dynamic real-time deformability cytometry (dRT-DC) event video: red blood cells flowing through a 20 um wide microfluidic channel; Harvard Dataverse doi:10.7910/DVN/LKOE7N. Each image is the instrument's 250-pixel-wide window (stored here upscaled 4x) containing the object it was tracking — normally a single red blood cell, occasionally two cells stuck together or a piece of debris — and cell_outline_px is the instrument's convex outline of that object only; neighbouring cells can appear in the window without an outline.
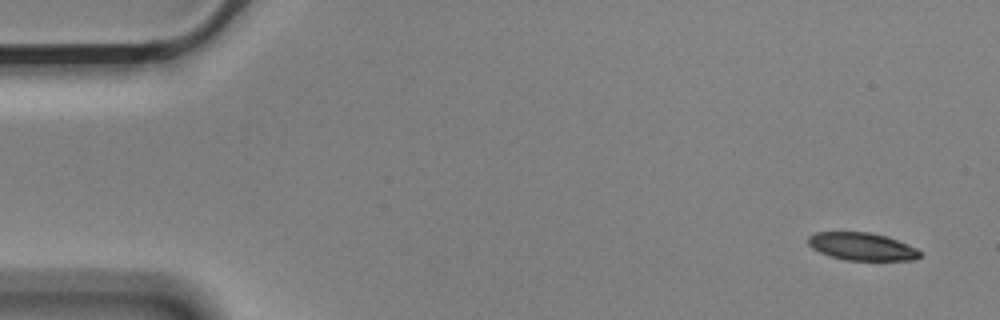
{"species": "Egyptian fruit bat (a non-hibernating species)", "species_latin": "Rousettus aegyptiacus", "temperature_condition": "cold", "stored_images_in_passage": 5, "camera_frame_rate_fps": 3000, "um_per_image_px": 0.085, "animal": {"sex": "male"}, "frame": {"image": 1, "passage_image": 1, "time_ms": 0.0, "image_size_px": [1000, 320], "cell_outline_px": [[924, 252], [916, 260], [844, 260], [820, 252], [812, 248], [808, 244], [808, 236], [816, 232], [868, 232], [884, 236], [896, 240], [916, 248]], "centroid_in_image_um": [73.27, 20.96], "position_along_channel_um": 11.7, "area_um2": 17.92}}
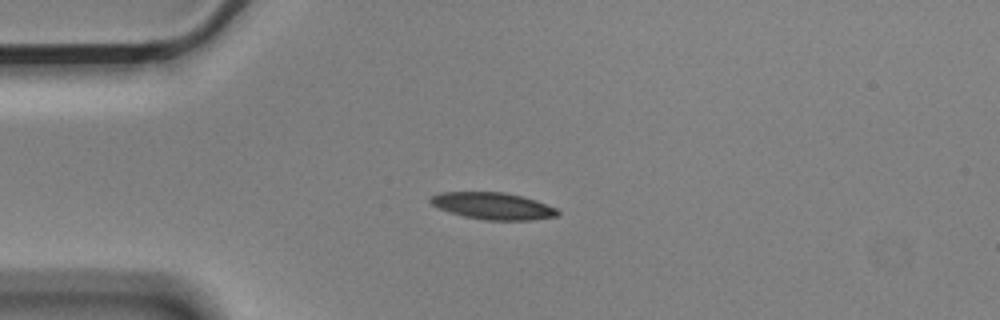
{"frame": {"image": 2, "passage_image": 4, "time_ms": 1.0, "image_size_px": [1000, 320], "cell_outline_px": [[560, 212], [556, 216], [532, 220], [484, 220], [464, 216], [440, 208], [432, 204], [428, 200], [432, 196], [440, 192], [504, 192], [524, 196], [536, 200], [556, 208]], "centroid_in_image_um": [41.93, 17.5], "position_along_channel_um": 43.1, "area_um2": 19.83}}